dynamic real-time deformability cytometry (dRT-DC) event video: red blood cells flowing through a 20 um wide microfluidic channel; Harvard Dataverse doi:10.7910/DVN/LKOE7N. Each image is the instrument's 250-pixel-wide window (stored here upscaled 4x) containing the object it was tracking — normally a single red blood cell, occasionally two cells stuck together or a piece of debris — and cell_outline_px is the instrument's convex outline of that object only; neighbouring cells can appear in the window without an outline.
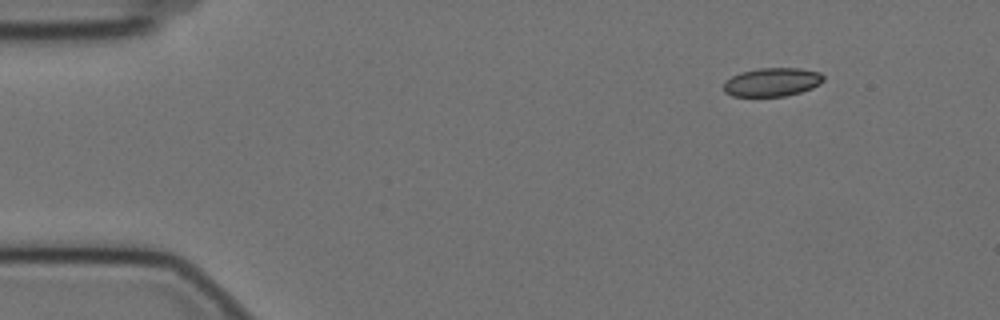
{"species": "Egyptian fruit bat (a non-hibernating species)", "species_latin": "Rousettus aegyptiacus", "temperature_condition": "cold", "stored_images_in_passage": 52, "camera_frame_rate_fps": 3000, "um_per_image_px": 0.085, "animal": {"sex": "female"}, "frame": {"image": 1, "passage_image": 1, "time_ms": 0.0, "image_size_px": [1000, 320], "cell_outline_px": [[824, 80], [820, 84], [812, 88], [800, 92], [784, 96], [732, 96], [724, 92], [724, 84], [732, 76], [740, 72], [760, 68], [800, 68], [820, 72], [824, 76]], "centroid_in_image_um": [65.65, 6.97], "position_along_channel_um": 19.3, "area_um2": 16.59}}
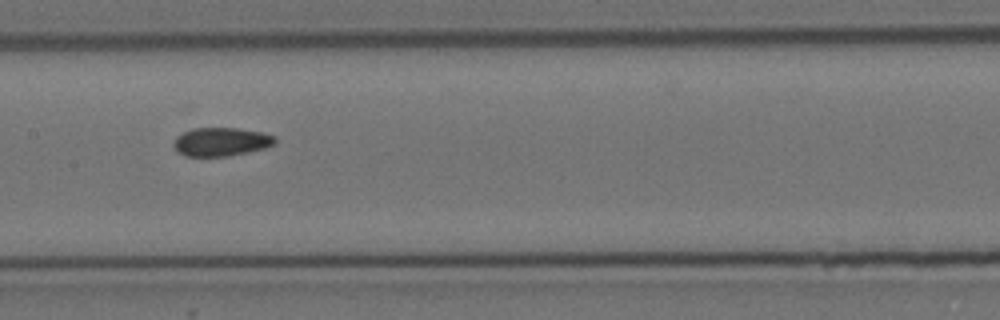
{"frame": {"image": 2, "passage_image": 23, "time_ms": 7.333, "image_size_px": [1000, 320], "cell_outline_px": [[276, 144], [264, 148], [248, 152], [224, 156], [184, 156], [176, 152], [172, 144], [172, 140], [176, 136], [192, 128], [236, 128], [264, 132], [276, 136]], "centroid_in_image_um": [18.77, 12.05], "position_along_channel_um": 188.6, "area_um2": 17.11}}
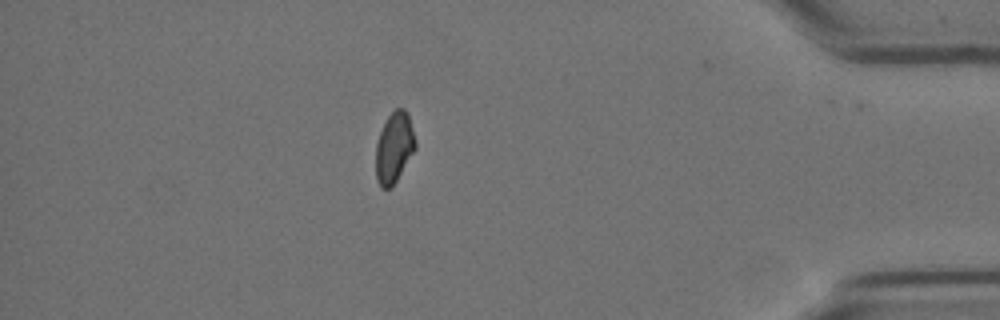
{"frame": {"image": 3, "passage_image": 45, "time_ms": 14.667, "image_size_px": [1000, 320], "cell_outline_px": [[416, 148], [396, 180], [388, 188], [380, 188], [376, 180], [376, 144], [380, 132], [388, 116], [396, 108], [404, 108], [408, 112], [416, 140]], "centroid_in_image_um": [33.51, 12.52], "position_along_channel_um": 401.7, "area_um2": 16.18}, "authors_computed_cell_mechanics": {"area_um2": 17.1377, "velocity_mm_per_s": 3.4797, "shape_relaxation_time_tau1_ms": null, "shape_relaxation_time_tau2_ms": 3.1586, "deformation_change_tau1": null, "deformation_change_tau2": 0.0521}}